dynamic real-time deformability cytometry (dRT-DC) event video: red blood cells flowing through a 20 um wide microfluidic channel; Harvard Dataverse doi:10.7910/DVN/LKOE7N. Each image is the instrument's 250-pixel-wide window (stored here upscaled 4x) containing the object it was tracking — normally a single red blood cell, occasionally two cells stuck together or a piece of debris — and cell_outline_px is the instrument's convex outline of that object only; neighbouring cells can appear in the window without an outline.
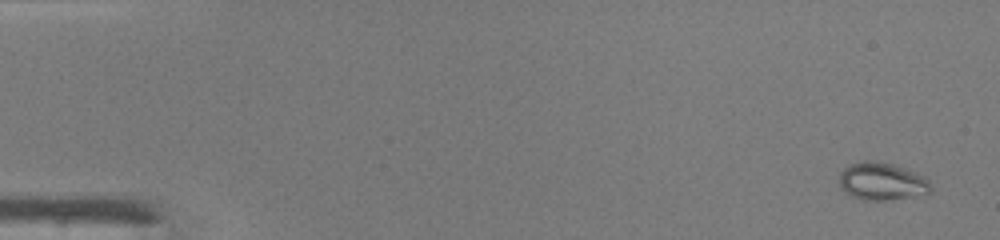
{"species": "common noctule bat (a hibernating species)", "species_latin": "Nyctalus noctula", "temperature_condition": "warm", "stored_images_in_passage": 47, "camera_frame_rate_fps": 3000, "um_per_image_px": 0.085, "animal": {"sex": "male", "body_mass_g": 19.0, "forearm_length_mm": 50.8}, "frame": {"image": 1, "passage_image": 1, "time_ms": 0.0, "image_size_px": [1000, 240], "cell_outline_px": [[932, 192], [912, 196], [884, 200], [860, 200], [844, 192], [840, 184], [840, 172], [848, 164], [864, 160], [876, 160], [892, 164], [904, 168], [924, 176], [928, 180], [932, 188]], "centroid_in_image_um": [74.94, 15.4], "position_along_channel_um": 10.1, "area_um2": 20.11}}
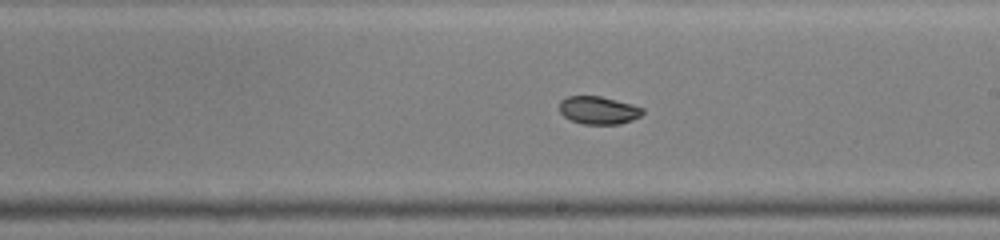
{"frame": {"image": 2, "passage_image": 27, "time_ms": 8.667, "image_size_px": [1000, 240], "cell_outline_px": [[644, 112], [640, 116], [632, 120], [620, 124], [584, 124], [572, 120], [564, 116], [560, 112], [560, 100], [568, 96], [600, 96], [632, 104], [644, 108]], "centroid_in_image_um": [50.89, 9.37], "position_along_channel_um": 238.1, "area_um2": 13.47}}
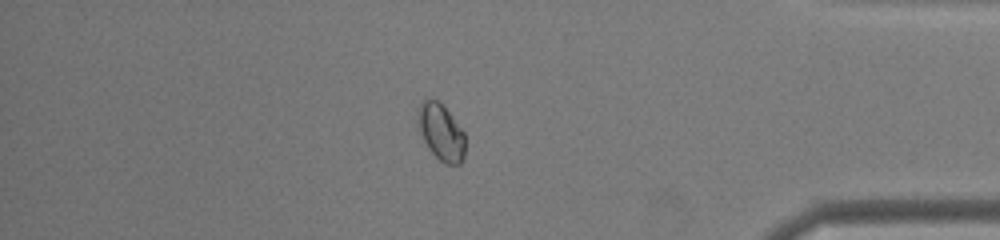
{"frame": {"image": 3, "passage_image": 40, "time_ms": 13.0, "image_size_px": [1000, 240], "cell_outline_px": [[464, 156], [460, 164], [444, 164], [428, 148], [420, 132], [416, 120], [420, 104], [428, 96], [436, 100], [448, 112], [464, 132]], "centroid_in_image_um": [37.47, 11.23], "position_along_channel_um": 397.7, "area_um2": 15.37}, "authors_computed_cell_mechanics": {"area_um2": 15.6638, "velocity_mm_per_s": 4.3198, "shape_relaxation_time_tau1_ms": 7.2839, "shape_relaxation_time_tau2_ms": null, "deformation_change_tau1": 0.0893, "deformation_change_tau2": null}}